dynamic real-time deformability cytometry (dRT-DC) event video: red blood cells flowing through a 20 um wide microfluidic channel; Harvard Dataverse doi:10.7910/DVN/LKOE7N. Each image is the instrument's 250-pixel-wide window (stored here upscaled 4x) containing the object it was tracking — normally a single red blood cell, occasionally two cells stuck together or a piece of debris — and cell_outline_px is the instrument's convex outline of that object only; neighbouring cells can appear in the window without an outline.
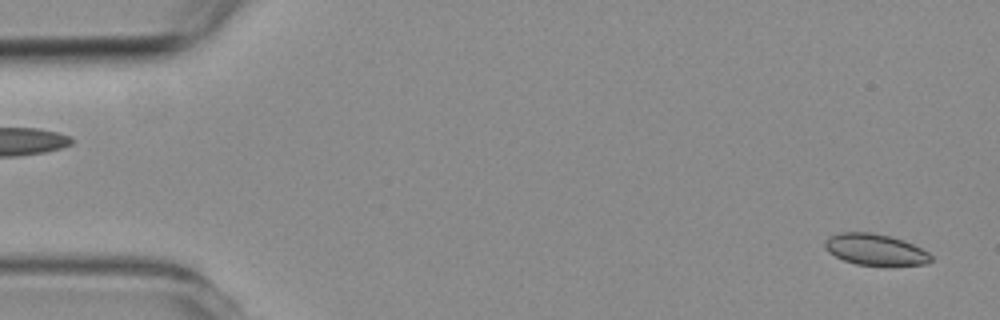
{"species": "common noctule bat (a hibernating species)", "species_latin": "Nyctalus noctula", "temperature_condition": "room temperature", "stored_images_in_passage": 3, "segment_of_instrument_passage": [2, 2], "camera_frame_rate_fps": 3000, "um_per_image_px": 0.085, "animal": {"sex": "female", "body_mass_g": 19.3, "forearm_length_mm": 54.1}, "frame": {"image": 1, "passage_image": 3, "time_ms": 2.333, "image_size_px": [1000, 320], "cell_outline_px": [[932, 260], [924, 264], [856, 264], [844, 260], [828, 252], [824, 244], [824, 240], [828, 236], [840, 232], [872, 232], [892, 236], [904, 240], [928, 252], [932, 256]], "centroid_in_image_um": [74.35, 21.17], "position_along_channel_um": 10.6, "area_um2": 19.07}}